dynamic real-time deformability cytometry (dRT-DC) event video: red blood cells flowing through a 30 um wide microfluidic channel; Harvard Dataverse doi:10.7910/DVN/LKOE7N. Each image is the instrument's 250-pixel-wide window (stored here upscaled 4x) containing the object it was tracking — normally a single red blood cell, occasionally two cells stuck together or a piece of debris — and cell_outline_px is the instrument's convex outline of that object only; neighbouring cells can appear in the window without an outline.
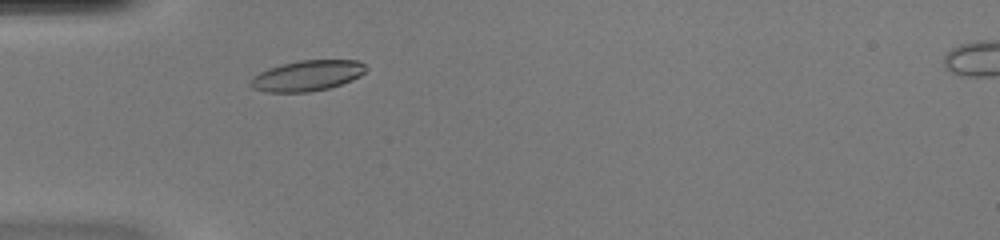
{"species": "common noctule bat (a hibernating species)", "species_latin": "Nyctalus noctula", "temperature_condition": "warm", "stored_images_in_passage": 39, "camera_frame_rate_fps": 3000, "um_per_image_px": 0.085, "animal": {"sex": "female", "body_mass_g": 20.0, "forearm_length_mm": 54.0}, "frame": {"image": 1, "passage_image": 6, "time_ms": 1.667, "image_size_px": [1000, 240], "cell_outline_px": [[368, 68], [360, 76], [352, 80], [328, 88], [308, 92], [268, 92], [252, 88], [248, 84], [252, 76], [268, 68], [280, 64], [300, 60], [360, 60]], "centroid_in_image_um": [26.09, 6.42], "position_along_channel_um": 58.9, "area_um2": 20.69}}
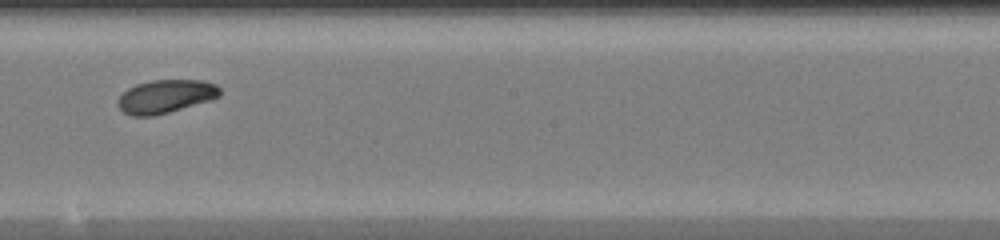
{"frame": {"image": 2, "passage_image": 19, "time_ms": 6.0, "image_size_px": [1000, 240], "cell_outline_px": [[220, 96], [212, 100], [168, 112], [152, 116], [132, 116], [124, 112], [120, 108], [116, 100], [128, 88], [136, 84], [152, 80], [204, 80], [216, 84], [220, 88]], "centroid_in_image_um": [14.09, 8.18], "position_along_channel_um": 234.1, "area_um2": 19.83}}
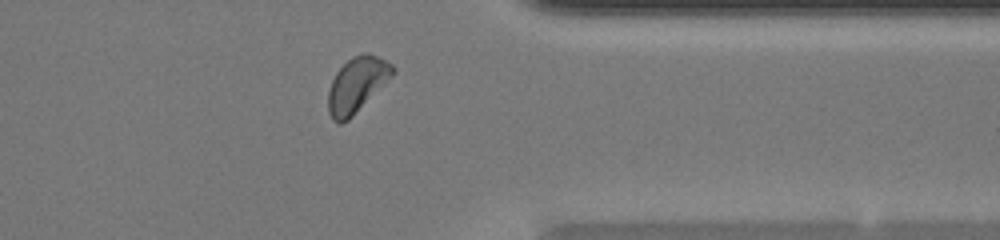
{"frame": {"image": 3, "passage_image": 30, "time_ms": 9.667, "image_size_px": [1000, 240], "cell_outline_px": [[396, 72], [348, 120], [340, 124], [336, 124], [332, 120], [328, 112], [328, 92], [332, 80], [336, 72], [352, 56], [364, 52], [368, 52], [392, 64], [396, 68]], "centroid_in_image_um": [30.32, 7.2], "position_along_channel_um": 381.1, "area_um2": 20.58}, "authors_computed_cell_mechanics": {"area_um2": 19.941, "velocity_mm_per_s": 4.2054, "shape_relaxation_time_tau1_ms": 2.9485, "shape_relaxation_time_tau2_ms": null, "deformation_change_tau1": 0.1003, "deformation_change_tau2": null}}